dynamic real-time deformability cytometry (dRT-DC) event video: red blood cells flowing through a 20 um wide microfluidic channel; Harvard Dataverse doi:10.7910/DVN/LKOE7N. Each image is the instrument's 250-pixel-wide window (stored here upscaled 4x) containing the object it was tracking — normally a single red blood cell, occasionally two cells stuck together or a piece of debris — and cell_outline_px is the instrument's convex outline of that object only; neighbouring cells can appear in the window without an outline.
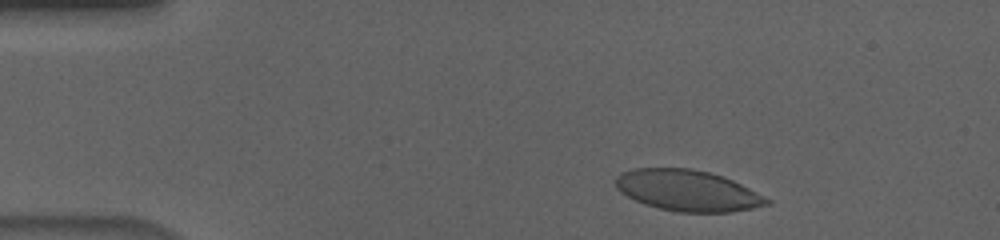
{"species": "human", "species_latin": "Homo sapiens", "temperature_condition": "cold", "stored_images_in_passage": 47, "camera_frame_rate_fps": 3000, "um_per_image_px": 0.085, "donor": {"sex": "male"}, "frame": {"image": 1, "passage_image": 4, "time_ms": 1.0, "image_size_px": [1000, 240], "cell_outline_px": [[772, 204], [732, 212], [676, 212], [644, 204], [620, 192], [616, 188], [616, 176], [620, 172], [636, 168], [692, 168], [724, 176], [772, 200]], "centroid_in_image_um": [58.45, 16.19], "position_along_channel_um": 26.6, "area_um2": 36.18}}
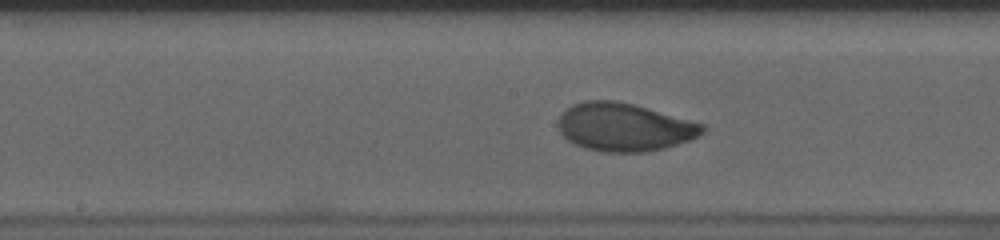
{"frame": {"image": 2, "passage_image": 24, "time_ms": 7.667, "image_size_px": [1000, 240], "cell_outline_px": [[708, 128], [704, 132], [692, 140], [664, 148], [644, 152], [604, 152], [584, 148], [568, 140], [560, 132], [560, 116], [572, 104], [584, 100], [616, 100], [632, 104], [708, 124]], "centroid_in_image_um": [53.14, 10.8], "position_along_channel_um": 195.1, "area_um2": 40.58}}
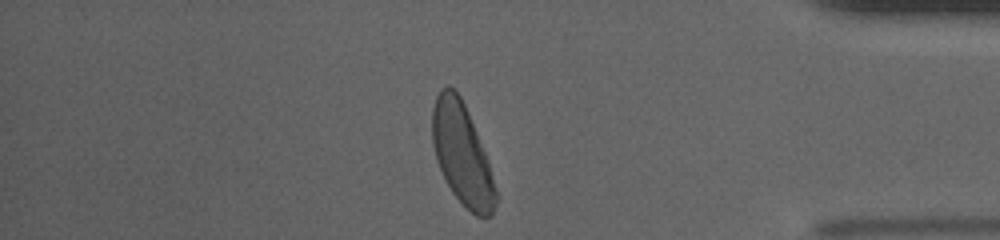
{"frame": {"image": 3, "passage_image": 43, "time_ms": 14.0, "image_size_px": [1000, 240], "cell_outline_px": [[496, 204], [492, 216], [476, 216], [452, 192], [436, 160], [432, 144], [432, 108], [436, 96], [440, 88], [448, 84], [460, 96], [464, 104], [488, 160], [496, 188]], "centroid_in_image_um": [39.25, 13.08], "position_along_channel_um": 395.9, "area_um2": 36.93}, "authors_computed_cell_mechanics": {"area_um2": 38.2058, "velocity_mm_per_s": 3.6163, "shape_relaxation_time_tau1_ms": 2.9866, "shape_relaxation_time_tau2_ms": null, "deformation_change_tau1": 0.15, "deformation_change_tau2": null}}